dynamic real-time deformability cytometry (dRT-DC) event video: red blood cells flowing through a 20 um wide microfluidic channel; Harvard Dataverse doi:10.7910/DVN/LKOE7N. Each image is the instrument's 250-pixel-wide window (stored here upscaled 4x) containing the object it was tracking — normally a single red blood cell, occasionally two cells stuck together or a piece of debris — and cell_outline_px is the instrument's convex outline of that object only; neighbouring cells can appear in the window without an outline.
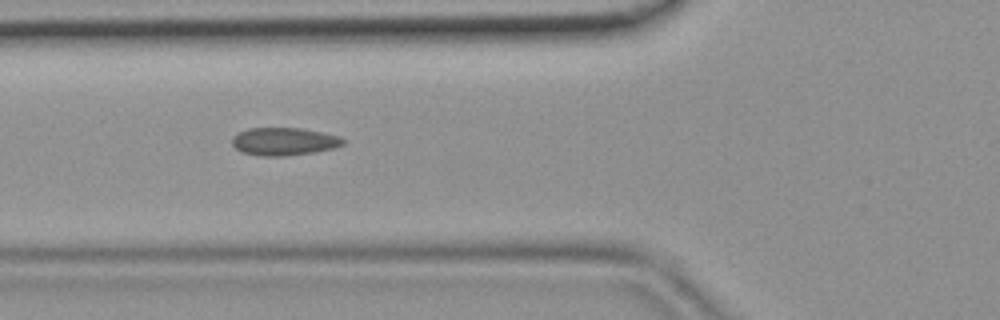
{"species": "common noctule bat (a hibernating species)", "species_latin": "Nyctalus noctula", "temperature_condition": "room temperature", "stored_images_in_passage": 45, "camera_frame_rate_fps": 3000, "um_per_image_px": 0.085, "animal": {"sex": "female", "body_mass_g": 19.9}, "frame": {"image": 1, "passage_image": 17, "time_ms": 5.333, "image_size_px": [1000, 320], "cell_outline_px": [[344, 144], [332, 148], [312, 152], [284, 156], [260, 156], [240, 152], [232, 144], [232, 136], [248, 128], [300, 128], [340, 136], [344, 140]], "centroid_in_image_um": [24.1, 12.02], "position_along_channel_um": 101.7, "area_um2": 17.86}}
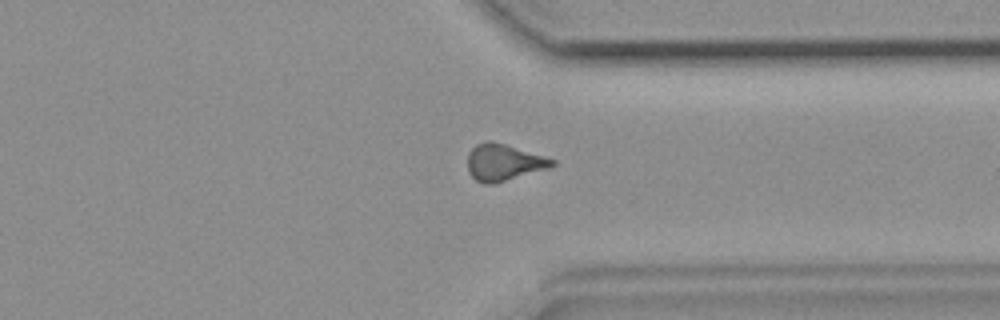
{"frame": {"image": 2, "passage_image": 35, "time_ms": 11.333, "image_size_px": [1000, 320], "cell_outline_px": [[556, 164], [548, 168], [492, 184], [484, 184], [476, 180], [468, 172], [468, 152], [476, 144], [488, 140], [492, 140], [556, 160]], "centroid_in_image_um": [42.78, 13.79], "position_along_channel_um": 368.6, "area_um2": 17.86}}
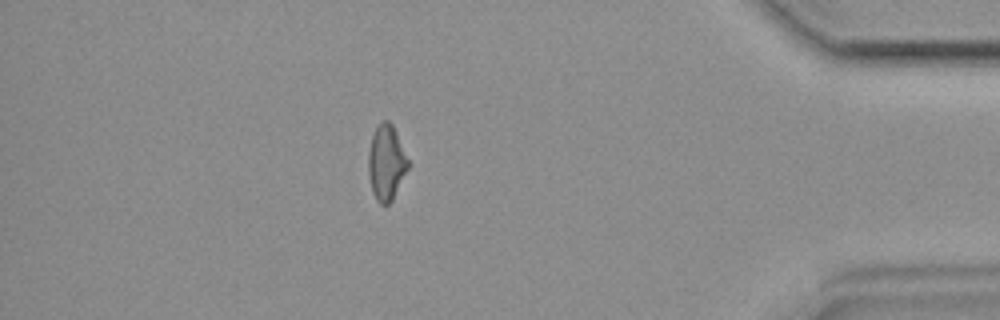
{"frame": {"image": 3, "passage_image": 40, "time_ms": 13.0, "image_size_px": [1000, 320], "cell_outline_px": [[408, 168], [392, 200], [388, 204], [380, 204], [376, 200], [372, 192], [368, 172], [368, 152], [372, 136], [376, 128], [384, 120], [388, 120], [392, 124], [396, 132], [408, 160]], "centroid_in_image_um": [32.82, 13.84], "position_along_channel_um": 402.4, "area_um2": 17.17}}